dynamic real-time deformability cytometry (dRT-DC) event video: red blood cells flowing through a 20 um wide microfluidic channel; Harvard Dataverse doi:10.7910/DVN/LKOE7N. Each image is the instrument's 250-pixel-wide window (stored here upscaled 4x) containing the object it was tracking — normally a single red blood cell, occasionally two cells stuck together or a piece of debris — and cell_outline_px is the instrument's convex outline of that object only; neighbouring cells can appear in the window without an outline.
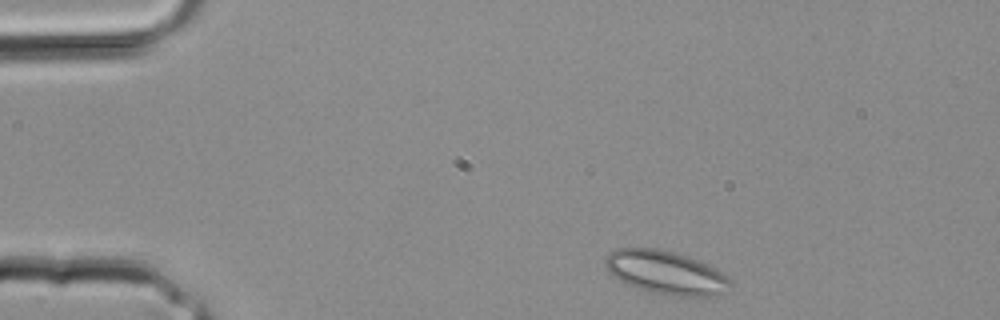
{"species": "common noctule bat (a hibernating species)", "species_latin": "Nyctalus noctula", "temperature_condition": "room temperature", "stored_images_in_passage": 30, "camera_frame_rate_fps": 3000, "um_per_image_px": 0.085, "animal": {"sex": "male", "body_mass_g": 20.4}, "frame": {"image": 1, "passage_image": 1, "time_ms": 0.0, "image_size_px": [1000, 320], "cell_outline_px": [[732, 284], [724, 292], [708, 296], [676, 296], [648, 292], [624, 284], [612, 276], [608, 272], [604, 264], [604, 260], [608, 252], [616, 248], [656, 248], [672, 252], [708, 264], [728, 276], [732, 280]], "centroid_in_image_um": [56.53, 23.17], "position_along_channel_um": 28.5, "area_um2": 31.85}}
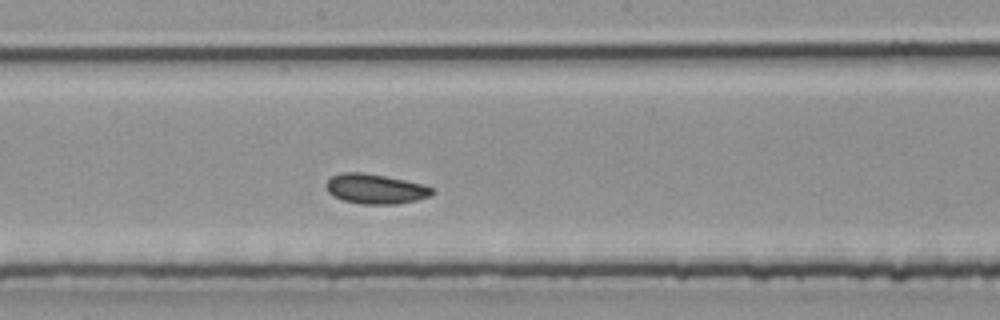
{"frame": {"image": 2, "passage_image": 14, "time_ms": 4.333, "image_size_px": [1000, 320], "cell_outline_px": [[436, 192], [428, 196], [416, 200], [396, 204], [360, 204], [344, 200], [332, 196], [328, 192], [324, 184], [332, 176], [340, 172], [360, 172], [384, 176], [424, 184], [436, 188]], "centroid_in_image_um": [31.91, 16.05], "position_along_channel_um": 216.3, "area_um2": 18.55}}
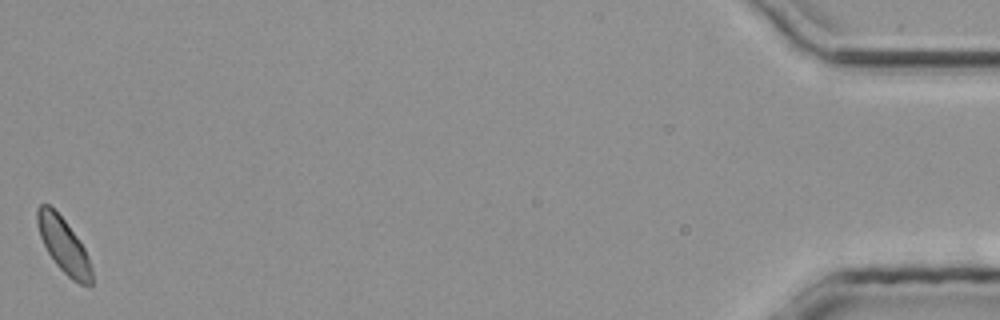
{"frame": {"image": 3, "passage_image": 30, "time_ms": 9.667, "image_size_px": [1000, 320], "cell_outline_px": [[92, 284], [80, 284], [72, 280], [56, 264], [48, 252], [40, 236], [36, 220], [36, 208], [40, 204], [48, 204], [64, 220], [76, 236], [84, 248], [88, 256], [92, 268]], "centroid_in_image_um": [5.4, 20.85], "position_along_channel_um": 429.8, "area_um2": 17.11}}